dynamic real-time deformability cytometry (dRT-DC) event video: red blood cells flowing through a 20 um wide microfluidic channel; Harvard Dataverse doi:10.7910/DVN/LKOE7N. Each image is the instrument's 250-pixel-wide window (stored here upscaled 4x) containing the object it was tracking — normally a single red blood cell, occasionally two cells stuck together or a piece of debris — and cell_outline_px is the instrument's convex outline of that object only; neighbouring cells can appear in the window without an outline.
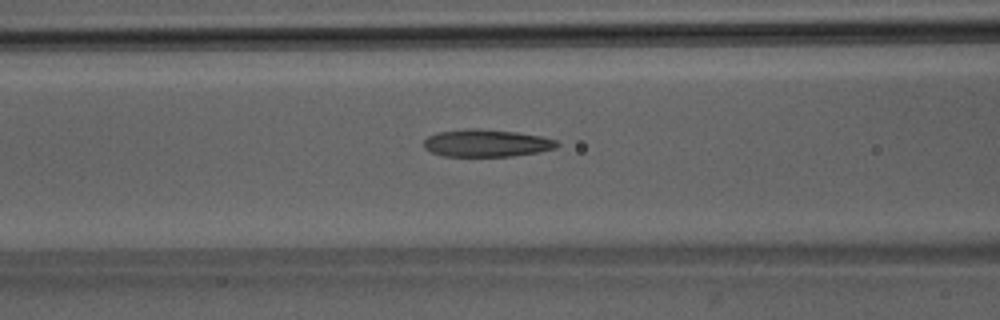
{"species": "Egyptian fruit bat (a non-hibernating species)", "species_latin": "Rousettus aegyptiacus", "temperature_condition": "room temperature", "stored_images_in_passage": 52, "camera_frame_rate_fps": 3000, "um_per_image_px": 0.085, "animal": {"sex": "male"}, "frame": {"image": 1, "passage_image": 22, "time_ms": 7.0, "image_size_px": [1000, 320], "cell_outline_px": [[560, 144], [556, 148], [536, 152], [508, 156], [444, 156], [432, 152], [424, 148], [424, 140], [428, 136], [440, 132], [516, 132], [540, 136], [556, 140]], "centroid_in_image_um": [41.39, 12.22], "position_along_channel_um": 125.2, "area_um2": 19.83}}
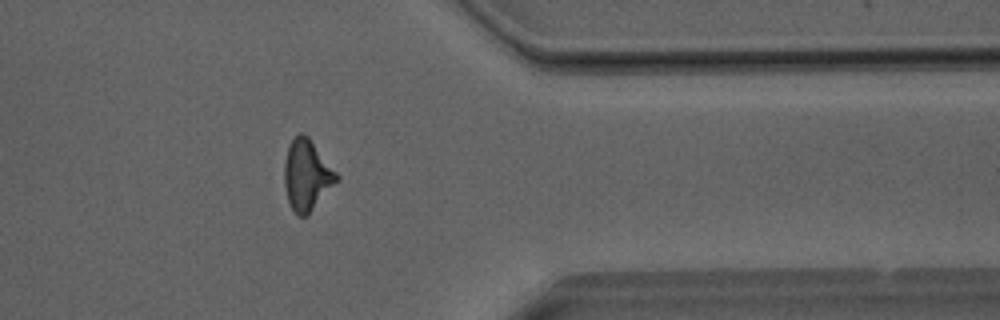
{"frame": {"image": 2, "passage_image": 42, "time_ms": 13.667, "image_size_px": [1000, 320], "cell_outline_px": [[340, 180], [304, 216], [300, 216], [292, 208], [288, 200], [284, 184], [284, 164], [288, 148], [292, 140], [300, 132], [308, 136], [340, 176]], "centroid_in_image_um": [26.09, 14.85], "position_along_channel_um": 385.3, "area_um2": 21.1}}
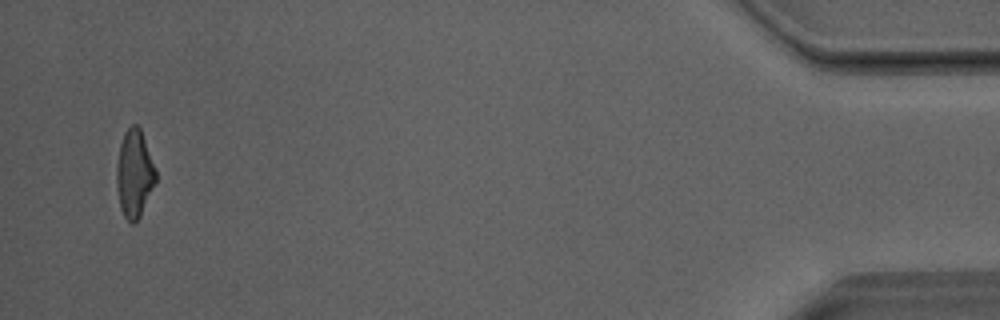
{"frame": {"image": 3, "passage_image": 50, "time_ms": 16.333, "image_size_px": [1000, 320], "cell_outline_px": [[156, 180], [140, 216], [132, 224], [124, 216], [120, 208], [116, 184], [116, 168], [120, 144], [124, 132], [132, 124], [136, 124], [140, 128], [156, 168]], "centroid_in_image_um": [11.41, 14.74], "position_along_channel_um": 423.8, "area_um2": 19.88}, "authors_computed_cell_mechanics": {"area_um2": 20.2878, "velocity_mm_per_s": 4.0916, "shape_relaxation_time_tau1_ms": 5.8863, "shape_relaxation_time_tau2_ms": 2.0575, "deformation_change_tau1": 0.2, "deformation_change_tau2": 0.1286}}